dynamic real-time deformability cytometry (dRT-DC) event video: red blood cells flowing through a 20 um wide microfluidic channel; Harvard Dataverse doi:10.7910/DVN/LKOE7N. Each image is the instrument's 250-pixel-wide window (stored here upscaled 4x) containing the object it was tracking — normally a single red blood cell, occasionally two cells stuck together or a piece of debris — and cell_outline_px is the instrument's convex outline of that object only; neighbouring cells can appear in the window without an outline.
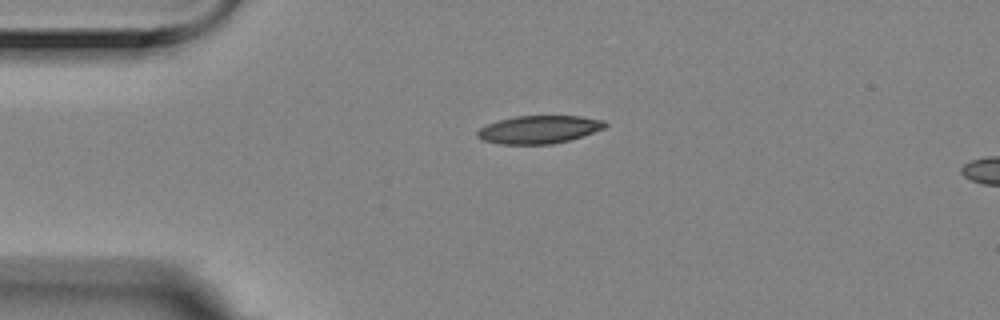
{"species": "Egyptian fruit bat (a non-hibernating species)", "species_latin": "Rousettus aegyptiacus", "temperature_condition": "room temperature", "stored_images_in_passage": 2, "segment_of_instrument_passage": [1, 2], "camera_frame_rate_fps": 3000, "um_per_image_px": 0.085, "animal": {"sex": "female"}, "frame": {"image": 1, "passage_image": 1, "time_ms": 0.0, "image_size_px": [1000, 320], "cell_outline_px": [[608, 124], [604, 128], [568, 140], [552, 144], [500, 144], [484, 140], [476, 136], [476, 132], [480, 128], [488, 124], [500, 120], [516, 116], [580, 116], [604, 120]], "centroid_in_image_um": [45.8, 11.0], "position_along_channel_um": 39.2, "area_um2": 20.52}}